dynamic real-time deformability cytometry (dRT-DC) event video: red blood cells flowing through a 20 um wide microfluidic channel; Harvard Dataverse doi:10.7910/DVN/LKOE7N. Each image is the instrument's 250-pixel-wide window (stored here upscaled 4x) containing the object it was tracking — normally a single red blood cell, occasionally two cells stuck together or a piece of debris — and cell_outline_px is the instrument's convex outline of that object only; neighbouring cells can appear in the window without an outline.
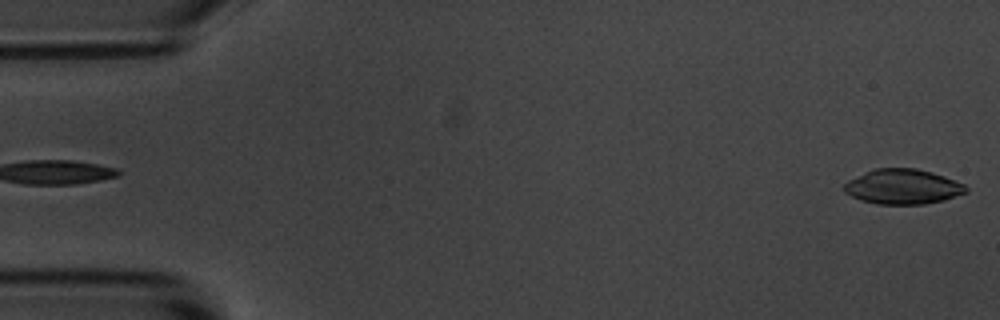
{"species": "common noctule bat (a hibernating species)", "species_latin": "Nyctalus noctula", "temperature_condition": "room temperature", "stored_images_in_passage": 4, "camera_frame_rate_fps": 3000, "um_per_image_px": 0.085, "animal": {"sex": "male", "body_mass_g": 20.1, "forearm_length_mm": 53.5}, "frame": {"image": 1, "passage_image": 4, "time_ms": 1.0, "image_size_px": [1000, 320], "cell_outline_px": [[968, 192], [944, 200], [924, 204], [880, 204], [860, 200], [844, 192], [844, 184], [848, 180], [876, 168], [916, 168], [932, 172], [944, 176], [964, 184], [968, 188]], "centroid_in_image_um": [76.76, 15.87], "position_along_channel_um": 8.2, "area_um2": 24.74}}